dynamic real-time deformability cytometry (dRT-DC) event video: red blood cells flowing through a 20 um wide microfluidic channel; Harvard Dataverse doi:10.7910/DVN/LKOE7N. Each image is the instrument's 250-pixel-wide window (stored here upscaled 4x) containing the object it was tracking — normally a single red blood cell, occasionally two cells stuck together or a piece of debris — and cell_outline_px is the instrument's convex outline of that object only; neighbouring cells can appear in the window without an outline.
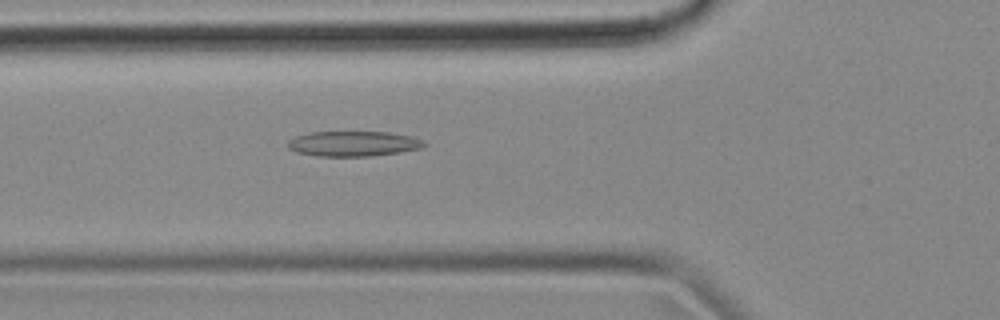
{"species": "common noctule bat (a hibernating species)", "species_latin": "Nyctalus noctula", "temperature_condition": "cold", "stored_images_in_passage": 54, "camera_frame_rate_fps": 3000, "um_per_image_px": 0.085, "animal": {"sex": "female", "body_mass_g": 18.4}, "frame": {"image": 1, "passage_image": 19, "time_ms": 6.0, "image_size_px": [1000, 320], "cell_outline_px": [[428, 144], [420, 148], [400, 152], [372, 156], [316, 156], [296, 152], [288, 148], [288, 140], [296, 136], [308, 132], [388, 132], [412, 136], [424, 140]], "centroid_in_image_um": [30.04, 12.21], "position_along_channel_um": 95.8, "area_um2": 20.11}}
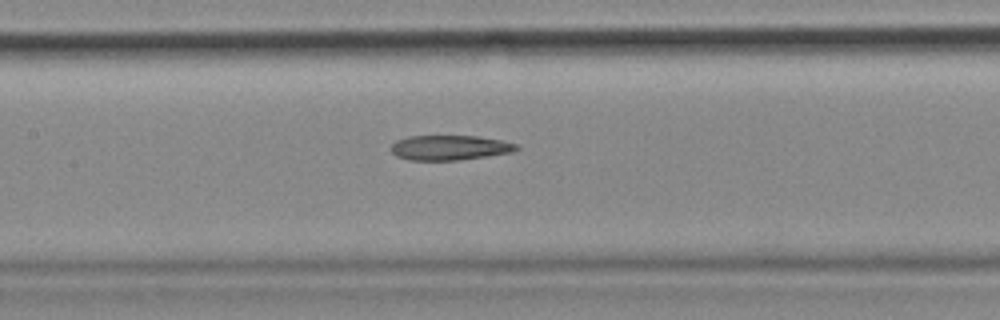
{"frame": {"image": 2, "passage_image": 25, "time_ms": 8.0, "image_size_px": [1000, 320], "cell_outline_px": [[520, 148], [516, 152], [460, 160], [408, 160], [396, 156], [392, 152], [392, 144], [396, 140], [408, 136], [480, 136], [504, 140], [516, 144]], "centroid_in_image_um": [38.28, 12.55], "position_along_channel_um": 169.1, "area_um2": 18.44}}
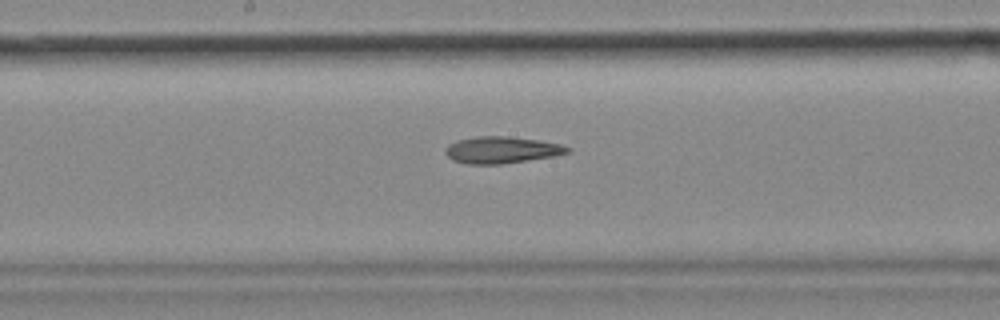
{"frame": {"image": 3, "passage_image": 28, "time_ms": 9.0, "image_size_px": [1000, 320], "cell_outline_px": [[572, 152], [556, 156], [500, 164], [468, 164], [452, 160], [444, 152], [444, 148], [448, 144], [456, 140], [476, 136], [508, 136], [540, 140], [560, 144], [572, 148]], "centroid_in_image_um": [42.65, 12.74], "position_along_channel_um": 205.5, "area_um2": 19.31}}